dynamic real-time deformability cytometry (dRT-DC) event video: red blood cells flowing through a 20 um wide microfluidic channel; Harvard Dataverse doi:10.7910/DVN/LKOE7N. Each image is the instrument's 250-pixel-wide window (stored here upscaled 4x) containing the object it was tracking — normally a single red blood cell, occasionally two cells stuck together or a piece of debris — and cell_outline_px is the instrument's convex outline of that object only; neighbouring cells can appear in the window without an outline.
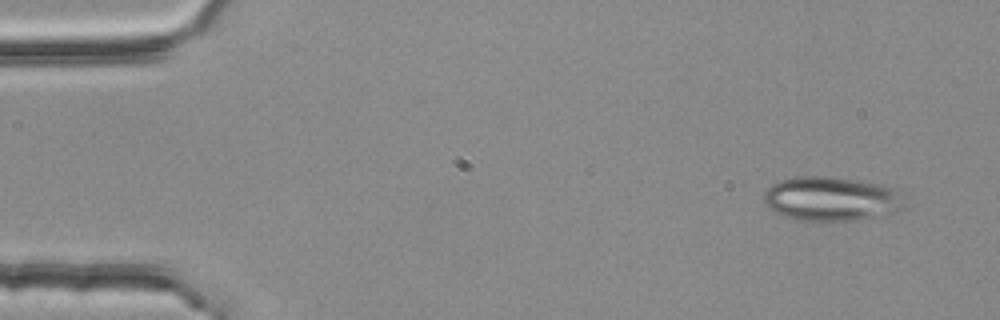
{"species": "common noctule bat (a hibernating species)", "species_latin": "Nyctalus noctula", "temperature_condition": "room temperature", "stored_images_in_passage": 5, "camera_frame_rate_fps": 3000, "um_per_image_px": 0.085, "animal": {"sex": "female", "body_mass_g": 25.1}, "frame": {"image": 1, "passage_image": 1, "time_ms": 0.0, "image_size_px": [1000, 320], "cell_outline_px": [[904, 208], [896, 212], [884, 216], [856, 220], [796, 220], [784, 216], [768, 208], [764, 204], [764, 192], [772, 184], [780, 180], [796, 176], [832, 176], [884, 184], [896, 188]], "centroid_in_image_um": [70.66, 16.89], "position_along_channel_um": 14.3, "area_um2": 36.59}}